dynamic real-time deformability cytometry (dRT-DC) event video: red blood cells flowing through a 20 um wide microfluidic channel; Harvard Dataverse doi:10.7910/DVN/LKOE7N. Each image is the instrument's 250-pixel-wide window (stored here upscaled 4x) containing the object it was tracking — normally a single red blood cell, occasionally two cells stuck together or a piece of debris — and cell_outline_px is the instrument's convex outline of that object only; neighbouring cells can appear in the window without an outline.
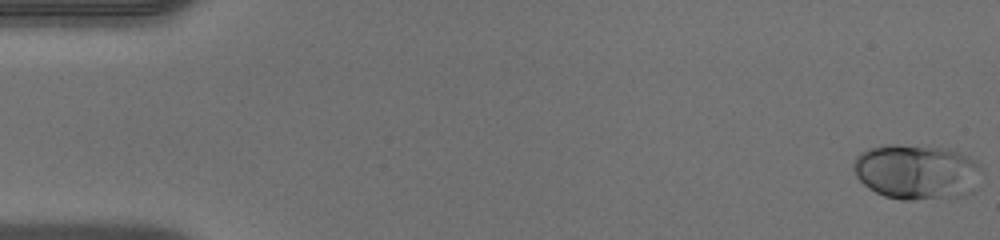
{"species": "human", "species_latin": "Homo sapiens", "temperature_condition": "warm", "stored_images_in_passage": 47, "camera_frame_rate_fps": 3000, "um_per_image_px": 0.085, "donor": {"sex": "male"}, "frame": {"image": 1, "passage_image": 1, "time_ms": 0.0, "image_size_px": [1000, 240], "cell_outline_px": [[980, 168], [972, 192], [960, 196], [912, 200], [900, 200], [884, 196], [868, 188], [856, 176], [852, 168], [852, 160], [860, 152], [868, 148], [884, 144], [896, 144], [948, 148], [960, 152], [976, 160], [980, 164]], "centroid_in_image_um": [77.85, 14.59], "position_along_channel_um": 7.1, "area_um2": 41.44}}
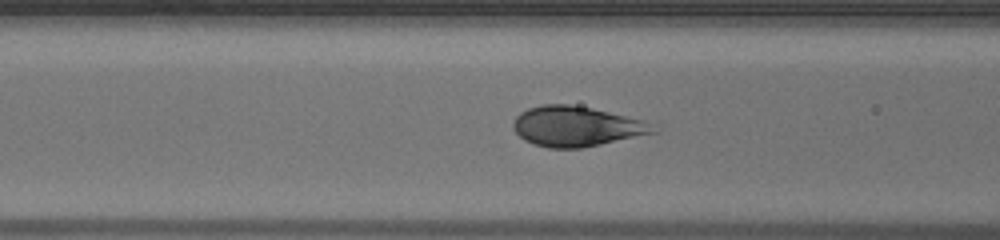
{"frame": {"image": 2, "passage_image": 19, "time_ms": 6.0, "image_size_px": [1000, 240], "cell_outline_px": [[660, 132], [580, 148], [548, 148], [532, 144], [524, 140], [512, 128], [512, 124], [516, 116], [520, 112], [528, 108], [540, 104], [568, 104], [592, 108], [660, 120]], "centroid_in_image_um": [49.19, 10.72], "position_along_channel_um": 117.4, "area_um2": 34.1}}
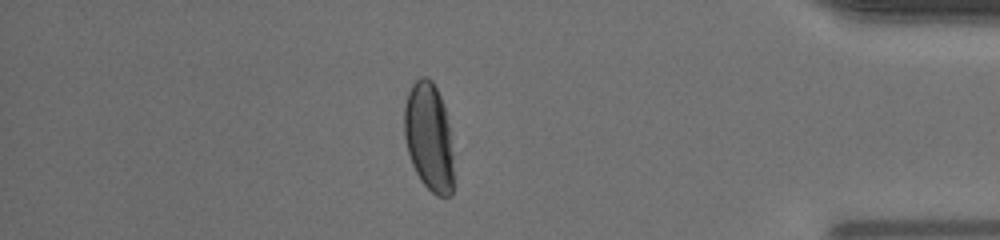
{"frame": {"image": 3, "passage_image": 41, "time_ms": 13.333, "image_size_px": [1000, 240], "cell_outline_px": [[452, 196], [436, 196], [420, 180], [412, 164], [408, 152], [404, 136], [404, 104], [408, 92], [412, 84], [420, 76], [428, 76], [432, 80], [440, 96], [444, 108], [448, 124], [452, 156]], "centroid_in_image_um": [36.43, 11.62], "position_along_channel_um": 398.8, "area_um2": 30.98}}